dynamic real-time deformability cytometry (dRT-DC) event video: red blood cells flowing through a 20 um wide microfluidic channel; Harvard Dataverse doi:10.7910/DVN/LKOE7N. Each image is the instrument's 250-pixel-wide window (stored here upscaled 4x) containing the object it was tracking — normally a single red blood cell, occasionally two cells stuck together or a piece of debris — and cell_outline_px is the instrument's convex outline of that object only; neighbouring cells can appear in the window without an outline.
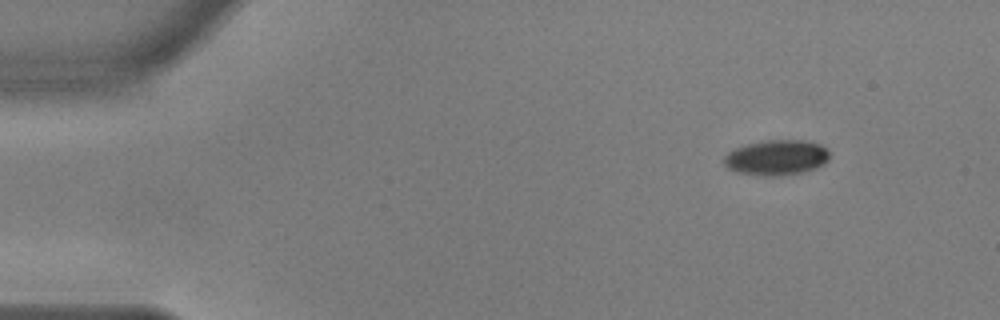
{"species": "common noctule bat (a hibernating species)", "species_latin": "Nyctalus noctula", "temperature_condition": "warm", "stored_images_in_passage": 50, "camera_frame_rate_fps": 3000, "um_per_image_px": 0.085, "animal": {"sex": "male", "body_mass_g": 17.9, "forearm_length_mm": 54.2}, "frame": {"image": 1, "passage_image": 1, "time_ms": 0.0, "image_size_px": [1000, 320], "cell_outline_px": [[828, 160], [824, 164], [816, 168], [804, 172], [772, 176], [764, 176], [736, 172], [728, 168], [724, 164], [724, 156], [728, 152], [736, 148], [748, 144], [768, 140], [804, 140], [820, 144], [828, 152]], "centroid_in_image_um": [66.0, 13.4], "position_along_channel_um": 19.0, "area_um2": 21.56}}
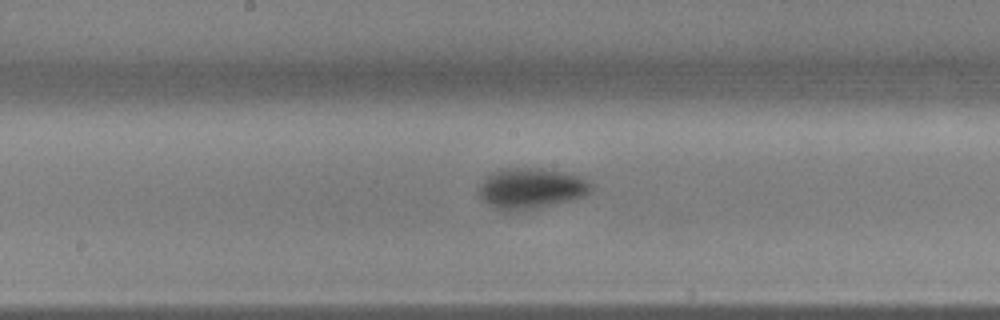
{"frame": {"image": 2, "passage_image": 24, "time_ms": 7.667, "image_size_px": [1000, 320], "cell_outline_px": [[592, 192], [584, 196], [568, 200], [516, 212], [504, 212], [488, 204], [480, 196], [480, 184], [484, 176], [492, 172], [504, 168], [540, 168], [568, 172], [580, 176], [592, 184]], "centroid_in_image_um": [45.13, 16.0], "position_along_channel_um": 203.1, "area_um2": 26.7}}
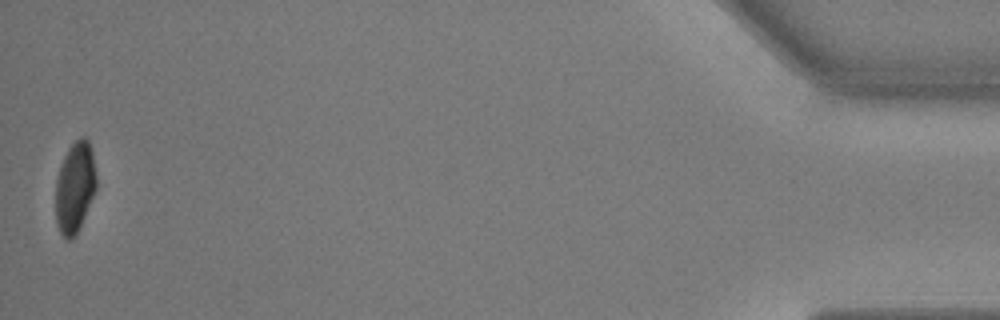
{"frame": {"image": 3, "passage_image": 50, "time_ms": 16.333, "image_size_px": [1000, 320], "cell_outline_px": [[96, 188], [76, 236], [72, 240], [68, 240], [60, 232], [56, 224], [56, 180], [64, 156], [68, 148], [80, 136], [84, 136], [88, 140], [92, 152], [96, 176]], "centroid_in_image_um": [6.36, 15.93], "position_along_channel_um": 428.8, "area_um2": 21.39}, "authors_computed_cell_mechanics": {"area_um2": 23.4957, "velocity_mm_per_s": 3.6396, "shape_relaxation_time_tau1_ms": 3.1205, "shape_relaxation_time_tau2_ms": null, "deformation_change_tau1": 0.1609, "deformation_change_tau2": null}}